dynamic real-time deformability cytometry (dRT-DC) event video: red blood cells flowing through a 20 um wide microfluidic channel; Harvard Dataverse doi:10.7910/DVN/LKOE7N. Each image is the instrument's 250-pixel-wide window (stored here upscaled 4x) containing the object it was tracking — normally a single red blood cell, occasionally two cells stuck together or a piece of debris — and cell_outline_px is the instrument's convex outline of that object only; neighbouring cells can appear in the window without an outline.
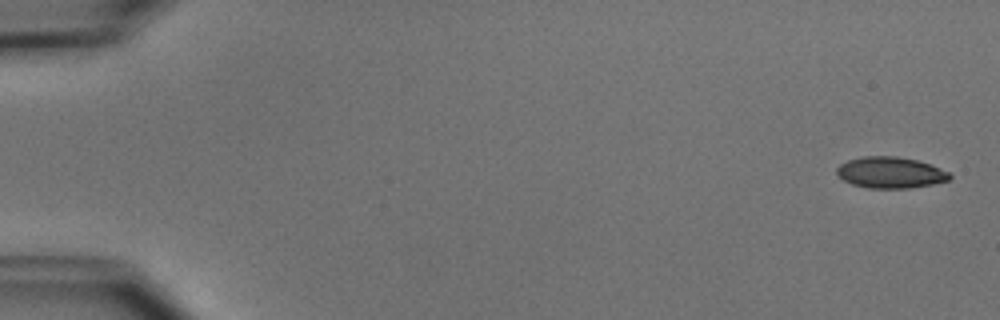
{"species": "common noctule bat (a hibernating species)", "species_latin": "Nyctalus noctula", "temperature_condition": "cold", "stored_images_in_passage": 4, "camera_frame_rate_fps": 3000, "um_per_image_px": 0.085, "animal": {"sex": "male", "body_mass_g": 15.6}, "frame": {"image": 1, "passage_image": 1, "time_ms": 0.0, "image_size_px": [1000, 320], "cell_outline_px": [[952, 176], [948, 180], [932, 184], [908, 188], [868, 188], [852, 184], [844, 180], [836, 172], [836, 168], [840, 164], [848, 160], [864, 156], [896, 156], [916, 160], [928, 164], [948, 172]], "centroid_in_image_um": [75.65, 14.66], "position_along_channel_um": 9.3, "area_um2": 20.29}}
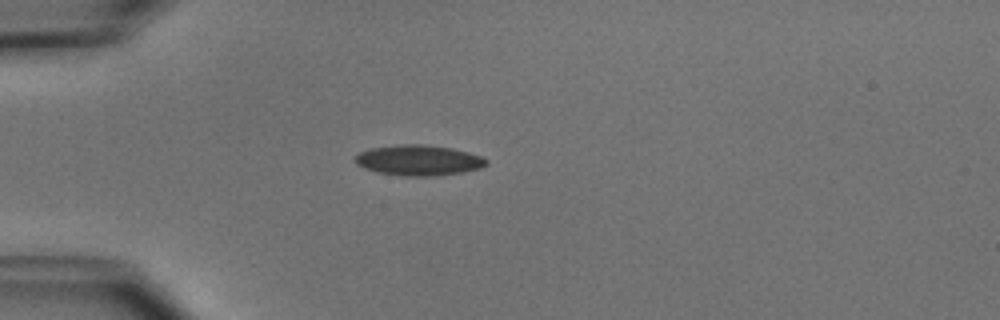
{"frame": {"image": 2, "passage_image": 4, "time_ms": 4.333, "image_size_px": [1000, 320], "cell_outline_px": [[488, 164], [480, 168], [460, 172], [436, 176], [408, 176], [380, 172], [364, 168], [356, 164], [352, 160], [352, 156], [360, 152], [372, 148], [396, 144], [420, 144], [452, 148], [468, 152], [480, 156], [488, 160]], "centroid_in_image_um": [35.54, 13.61], "position_along_channel_um": 49.5, "area_um2": 23.29}}